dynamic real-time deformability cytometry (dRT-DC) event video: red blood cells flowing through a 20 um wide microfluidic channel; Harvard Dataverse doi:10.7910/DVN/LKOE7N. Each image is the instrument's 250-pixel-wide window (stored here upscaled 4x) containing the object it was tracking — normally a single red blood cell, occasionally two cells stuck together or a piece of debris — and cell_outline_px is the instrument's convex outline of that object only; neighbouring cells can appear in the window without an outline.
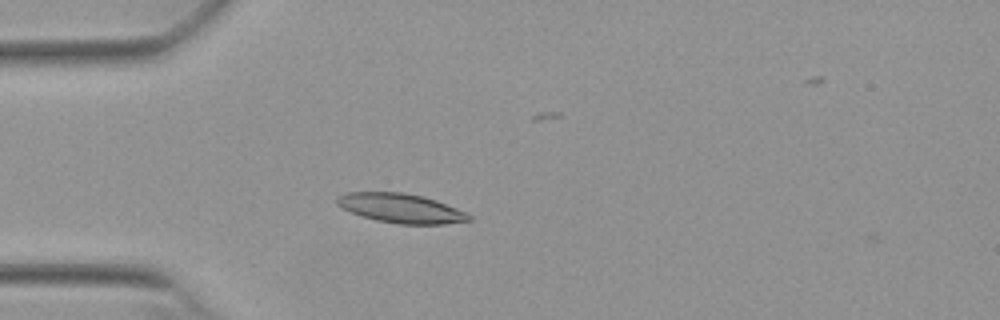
{"species": "Egyptian fruit bat (a non-hibernating species)", "species_latin": "Rousettus aegyptiacus", "temperature_condition": "warm", "stored_images_in_passage": 4, "camera_frame_rate_fps": 3000, "um_per_image_px": 0.085, "animal": {"sex": "female"}, "frame": {"image": 1, "passage_image": 3, "time_ms": 0.667, "image_size_px": [1000, 320], "cell_outline_px": [[472, 220], [444, 224], [400, 224], [376, 220], [360, 216], [336, 204], [336, 196], [348, 192], [404, 192], [424, 196], [436, 200], [456, 208], [472, 216]], "centroid_in_image_um": [34.07, 17.69], "position_along_channel_um": 50.9, "area_um2": 22.54}}